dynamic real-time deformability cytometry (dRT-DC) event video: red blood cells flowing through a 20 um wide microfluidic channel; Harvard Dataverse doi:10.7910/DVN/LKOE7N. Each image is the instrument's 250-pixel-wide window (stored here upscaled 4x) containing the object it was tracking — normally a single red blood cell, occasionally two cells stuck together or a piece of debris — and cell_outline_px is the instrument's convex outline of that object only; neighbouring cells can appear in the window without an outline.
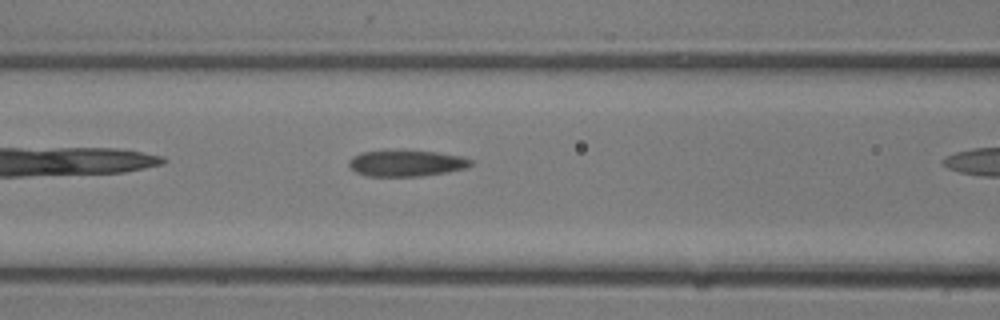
{"species": "common noctule bat (a hibernating species)", "species_latin": "Nyctalus noctula", "temperature_condition": "room temperature", "stored_images_in_passage": 5, "camera_frame_rate_fps": 3000, "um_per_image_px": 0.085, "animal": {"sex": "male", "body_mass_g": 13.3}, "frame": {"image": 1, "passage_image": 4, "time_ms": 1.0, "image_size_px": [1000, 320], "cell_outline_px": [[472, 164], [468, 168], [448, 172], [420, 176], [364, 176], [348, 168], [348, 160], [352, 156], [360, 152], [436, 152], [464, 156], [472, 160]], "centroid_in_image_um": [34.54, 13.9], "position_along_channel_um": 132.1, "area_um2": 18.44}}